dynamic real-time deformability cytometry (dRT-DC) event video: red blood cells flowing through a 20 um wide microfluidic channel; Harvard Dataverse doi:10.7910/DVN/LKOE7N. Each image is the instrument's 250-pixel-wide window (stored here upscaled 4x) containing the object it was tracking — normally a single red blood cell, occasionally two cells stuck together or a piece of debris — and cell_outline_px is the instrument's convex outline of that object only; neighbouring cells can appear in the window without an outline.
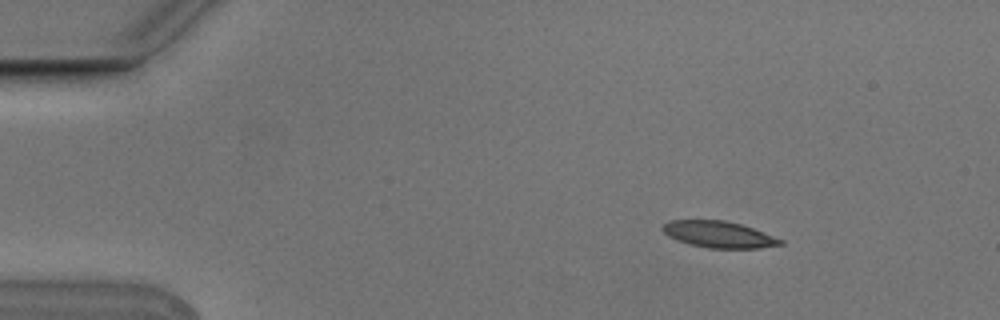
{"species": "Egyptian fruit bat (a non-hibernating species)", "species_latin": "Rousettus aegyptiacus", "temperature_condition": "cold", "stored_images_in_passage": 9, "camera_frame_rate_fps": 3000, "um_per_image_px": 0.085, "animal": {"sex": "male"}, "frame": {"image": 1, "passage_image": 2, "time_ms": 0.333, "image_size_px": [1000, 320], "cell_outline_px": [[784, 244], [760, 248], [708, 248], [688, 244], [676, 240], [668, 236], [660, 228], [668, 220], [724, 220], [740, 224], [752, 228], [784, 240]], "centroid_in_image_um": [61.07, 19.93], "position_along_channel_um": 23.9, "area_um2": 18.21}}
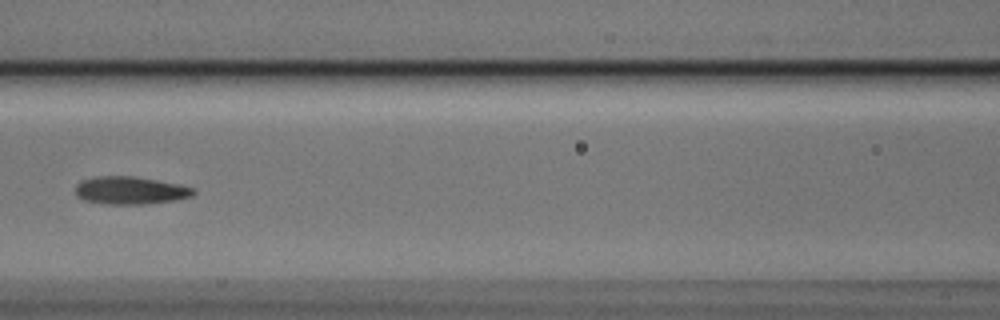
{"frame": {"image": 2, "passage_image": 6, "time_ms": 1.667, "image_size_px": [1000, 320], "cell_outline_px": [[196, 192], [192, 196], [176, 200], [144, 204], [104, 204], [84, 200], [76, 196], [76, 184], [80, 180], [96, 176], [132, 176], [180, 184], [196, 188]], "centroid_in_image_um": [11.08, 16.18], "position_along_channel_um": 155.5, "area_um2": 19.25}}
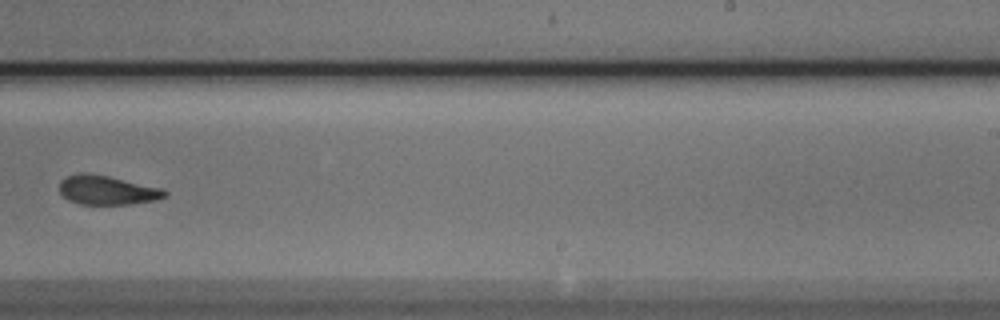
{"frame": {"image": 3, "passage_image": 9, "time_ms": 2.667, "image_size_px": [1000, 320], "cell_outline_px": [[168, 196], [156, 200], [132, 204], [80, 204], [68, 200], [60, 192], [60, 180], [68, 176], [80, 172], [84, 172], [108, 176], [164, 188], [168, 192]], "centroid_in_image_um": [9.15, 16.16], "position_along_channel_um": 279.9, "area_um2": 18.03}}